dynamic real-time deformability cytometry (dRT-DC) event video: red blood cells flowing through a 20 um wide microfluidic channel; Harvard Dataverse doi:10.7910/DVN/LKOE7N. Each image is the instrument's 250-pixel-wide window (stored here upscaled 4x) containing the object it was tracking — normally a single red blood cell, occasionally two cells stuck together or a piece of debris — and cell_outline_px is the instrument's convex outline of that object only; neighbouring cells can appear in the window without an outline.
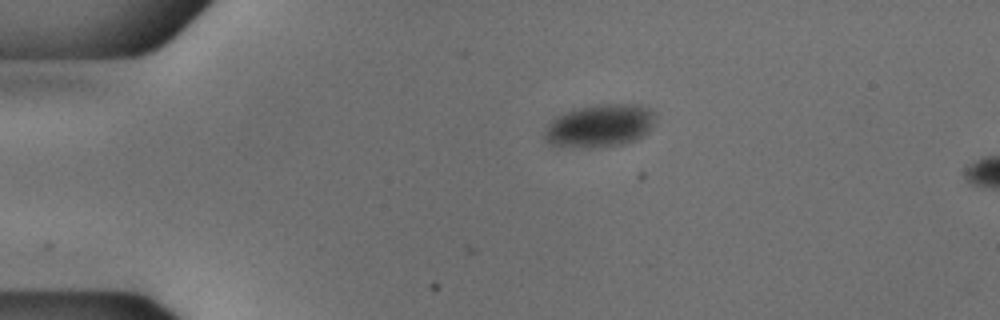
{"species": "common noctule bat (a hibernating species)", "species_latin": "Nyctalus noctula", "temperature_condition": "cold", "stored_images_in_passage": 6, "camera_frame_rate_fps": 3000, "um_per_image_px": 0.085, "animal": {"sex": "male", "body_mass_g": 18.8}, "frame": {"image": 1, "passage_image": 1, "time_ms": 0.0, "image_size_px": [1000, 320], "cell_outline_px": [[656, 116], [648, 132], [632, 140], [620, 144], [552, 144], [544, 140], [544, 132], [548, 124], [556, 116], [564, 112], [576, 108], [596, 104], [640, 104], [648, 108]], "centroid_in_image_um": [51.0, 10.6], "position_along_channel_um": 34.0, "area_um2": 26.41}}